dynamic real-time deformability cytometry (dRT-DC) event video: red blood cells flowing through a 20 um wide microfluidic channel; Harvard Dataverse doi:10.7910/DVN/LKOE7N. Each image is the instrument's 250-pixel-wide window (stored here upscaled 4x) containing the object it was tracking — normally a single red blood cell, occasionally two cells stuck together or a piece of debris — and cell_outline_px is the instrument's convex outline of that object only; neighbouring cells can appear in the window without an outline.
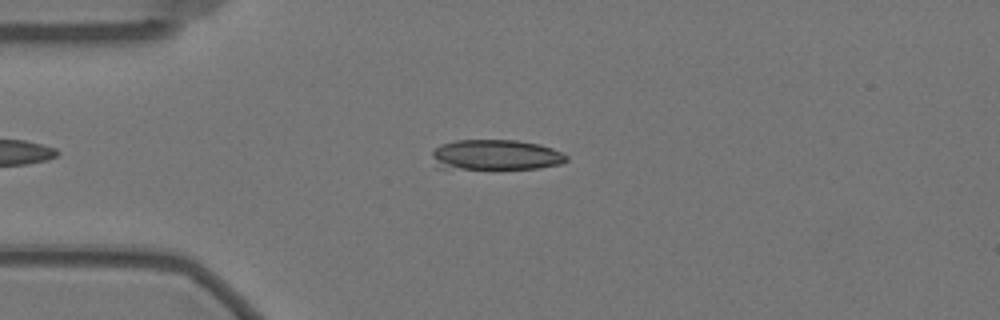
{"species": "Egyptian fruit bat (a non-hibernating species)", "species_latin": "Rousettus aegyptiacus", "temperature_condition": "warm", "stored_images_in_passage": 45, "camera_frame_rate_fps": 3000, "um_per_image_px": 0.085, "animal": {"sex": "female"}, "frame": {"image": 1, "passage_image": 6, "time_ms": 1.667, "image_size_px": [1000, 320], "cell_outline_px": [[568, 160], [560, 164], [540, 168], [436, 168], [432, 156], [432, 152], [440, 144], [456, 140], [516, 140], [540, 144], [552, 148], [568, 156]], "centroid_in_image_um": [42.13, 13.16], "position_along_channel_um": 42.9, "area_um2": 23.76}}
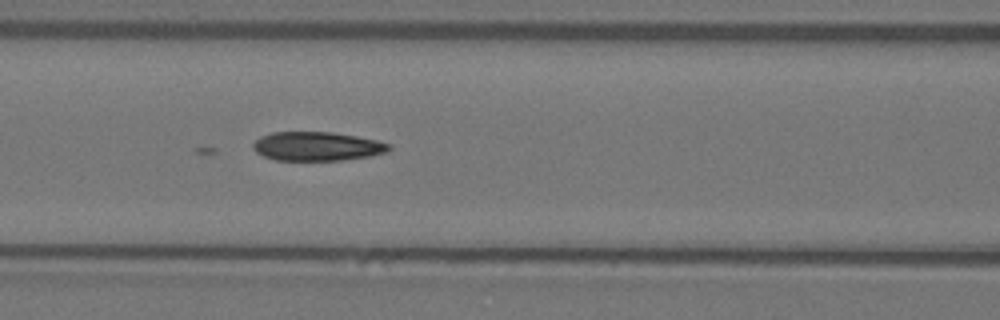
{"frame": {"image": 2, "passage_image": 16, "time_ms": 5.0, "image_size_px": [1000, 320], "cell_outline_px": [[392, 148], [388, 152], [372, 156], [340, 160], [276, 160], [264, 156], [256, 152], [252, 148], [252, 144], [260, 136], [272, 132], [332, 132], [356, 136], [376, 140], [392, 144]], "centroid_in_image_um": [26.97, 12.43], "position_along_channel_um": 139.6, "area_um2": 23.06}}
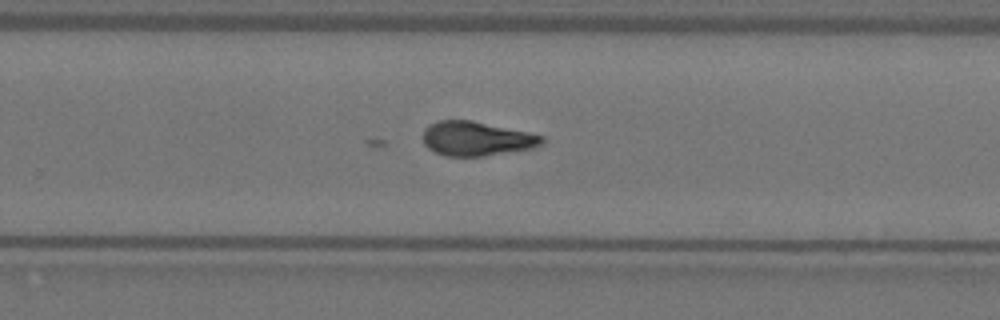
{"frame": {"image": 3, "passage_image": 29, "time_ms": 9.333, "image_size_px": [1000, 320], "cell_outline_px": [[544, 140], [536, 148], [484, 156], [444, 156], [428, 148], [424, 144], [424, 128], [428, 124], [436, 120], [472, 120], [528, 132], [544, 136]], "centroid_in_image_um": [40.5, 11.78], "position_along_channel_um": 289.3, "area_um2": 23.93}}